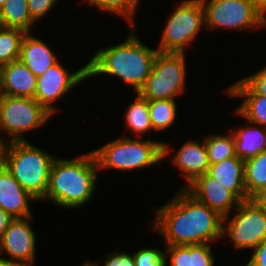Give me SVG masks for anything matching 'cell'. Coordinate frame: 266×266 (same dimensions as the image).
I'll return each instance as SVG.
<instances>
[{"mask_svg":"<svg viewBox=\"0 0 266 266\" xmlns=\"http://www.w3.org/2000/svg\"><path fill=\"white\" fill-rule=\"evenodd\" d=\"M6 2V0H0V9L3 6V4Z\"/></svg>","mask_w":266,"mask_h":266,"instance_id":"41","label":"cell"},{"mask_svg":"<svg viewBox=\"0 0 266 266\" xmlns=\"http://www.w3.org/2000/svg\"><path fill=\"white\" fill-rule=\"evenodd\" d=\"M172 158L171 161L186 178L187 185L182 188H186L198 176L206 174L210 165L205 140L203 143L199 140L185 142Z\"/></svg>","mask_w":266,"mask_h":266,"instance_id":"16","label":"cell"},{"mask_svg":"<svg viewBox=\"0 0 266 266\" xmlns=\"http://www.w3.org/2000/svg\"><path fill=\"white\" fill-rule=\"evenodd\" d=\"M98 170L92 151L75 159L56 157L50 168L48 188L43 200L48 198L62 208L82 207L92 199Z\"/></svg>","mask_w":266,"mask_h":266,"instance_id":"3","label":"cell"},{"mask_svg":"<svg viewBox=\"0 0 266 266\" xmlns=\"http://www.w3.org/2000/svg\"><path fill=\"white\" fill-rule=\"evenodd\" d=\"M244 182L248 198L266 187V150L244 161Z\"/></svg>","mask_w":266,"mask_h":266,"instance_id":"22","label":"cell"},{"mask_svg":"<svg viewBox=\"0 0 266 266\" xmlns=\"http://www.w3.org/2000/svg\"><path fill=\"white\" fill-rule=\"evenodd\" d=\"M26 32L18 28L0 27V65L19 59L21 42Z\"/></svg>","mask_w":266,"mask_h":266,"instance_id":"25","label":"cell"},{"mask_svg":"<svg viewBox=\"0 0 266 266\" xmlns=\"http://www.w3.org/2000/svg\"><path fill=\"white\" fill-rule=\"evenodd\" d=\"M104 266H135L133 255L125 252H114L112 255H107Z\"/></svg>","mask_w":266,"mask_h":266,"instance_id":"33","label":"cell"},{"mask_svg":"<svg viewBox=\"0 0 266 266\" xmlns=\"http://www.w3.org/2000/svg\"><path fill=\"white\" fill-rule=\"evenodd\" d=\"M130 35L120 44L99 49L87 63V78L97 75L119 77L130 84L136 93L149 76L159 52L144 45L131 27Z\"/></svg>","mask_w":266,"mask_h":266,"instance_id":"2","label":"cell"},{"mask_svg":"<svg viewBox=\"0 0 266 266\" xmlns=\"http://www.w3.org/2000/svg\"><path fill=\"white\" fill-rule=\"evenodd\" d=\"M1 95L34 98L37 89V76L20 60L2 67Z\"/></svg>","mask_w":266,"mask_h":266,"instance_id":"15","label":"cell"},{"mask_svg":"<svg viewBox=\"0 0 266 266\" xmlns=\"http://www.w3.org/2000/svg\"><path fill=\"white\" fill-rule=\"evenodd\" d=\"M0 266H10L7 262V259L0 257Z\"/></svg>","mask_w":266,"mask_h":266,"instance_id":"38","label":"cell"},{"mask_svg":"<svg viewBox=\"0 0 266 266\" xmlns=\"http://www.w3.org/2000/svg\"><path fill=\"white\" fill-rule=\"evenodd\" d=\"M170 266H191V245H165ZM169 254V258L168 257Z\"/></svg>","mask_w":266,"mask_h":266,"instance_id":"29","label":"cell"},{"mask_svg":"<svg viewBox=\"0 0 266 266\" xmlns=\"http://www.w3.org/2000/svg\"><path fill=\"white\" fill-rule=\"evenodd\" d=\"M14 217L9 215L7 212L0 208V238L4 234L5 230L8 228L10 223L13 221Z\"/></svg>","mask_w":266,"mask_h":266,"instance_id":"35","label":"cell"},{"mask_svg":"<svg viewBox=\"0 0 266 266\" xmlns=\"http://www.w3.org/2000/svg\"><path fill=\"white\" fill-rule=\"evenodd\" d=\"M89 4L98 7L106 13H114L124 17L132 27H135L133 17L139 0H87Z\"/></svg>","mask_w":266,"mask_h":266,"instance_id":"27","label":"cell"},{"mask_svg":"<svg viewBox=\"0 0 266 266\" xmlns=\"http://www.w3.org/2000/svg\"><path fill=\"white\" fill-rule=\"evenodd\" d=\"M256 94L266 96V66L242 79Z\"/></svg>","mask_w":266,"mask_h":266,"instance_id":"32","label":"cell"},{"mask_svg":"<svg viewBox=\"0 0 266 266\" xmlns=\"http://www.w3.org/2000/svg\"><path fill=\"white\" fill-rule=\"evenodd\" d=\"M214 259L208 243L191 245V266H214Z\"/></svg>","mask_w":266,"mask_h":266,"instance_id":"30","label":"cell"},{"mask_svg":"<svg viewBox=\"0 0 266 266\" xmlns=\"http://www.w3.org/2000/svg\"><path fill=\"white\" fill-rule=\"evenodd\" d=\"M32 217L14 218L0 238V253L9 255L10 266H33L36 238L29 222Z\"/></svg>","mask_w":266,"mask_h":266,"instance_id":"12","label":"cell"},{"mask_svg":"<svg viewBox=\"0 0 266 266\" xmlns=\"http://www.w3.org/2000/svg\"><path fill=\"white\" fill-rule=\"evenodd\" d=\"M27 2L31 18L36 22L48 14L57 3V0H27Z\"/></svg>","mask_w":266,"mask_h":266,"instance_id":"31","label":"cell"},{"mask_svg":"<svg viewBox=\"0 0 266 266\" xmlns=\"http://www.w3.org/2000/svg\"><path fill=\"white\" fill-rule=\"evenodd\" d=\"M2 65H0V96H1V90H2V81H1V77H2Z\"/></svg>","mask_w":266,"mask_h":266,"instance_id":"40","label":"cell"},{"mask_svg":"<svg viewBox=\"0 0 266 266\" xmlns=\"http://www.w3.org/2000/svg\"><path fill=\"white\" fill-rule=\"evenodd\" d=\"M204 25L210 29L229 28L238 32L245 28L266 27V18L251 0H200Z\"/></svg>","mask_w":266,"mask_h":266,"instance_id":"9","label":"cell"},{"mask_svg":"<svg viewBox=\"0 0 266 266\" xmlns=\"http://www.w3.org/2000/svg\"><path fill=\"white\" fill-rule=\"evenodd\" d=\"M55 158L27 140L0 145V161L37 201H43L46 195L50 168Z\"/></svg>","mask_w":266,"mask_h":266,"instance_id":"4","label":"cell"},{"mask_svg":"<svg viewBox=\"0 0 266 266\" xmlns=\"http://www.w3.org/2000/svg\"><path fill=\"white\" fill-rule=\"evenodd\" d=\"M125 121L128 129L138 136L153 130L150 121L148 99L136 93L135 102L128 106L125 112Z\"/></svg>","mask_w":266,"mask_h":266,"instance_id":"23","label":"cell"},{"mask_svg":"<svg viewBox=\"0 0 266 266\" xmlns=\"http://www.w3.org/2000/svg\"><path fill=\"white\" fill-rule=\"evenodd\" d=\"M97 262L91 263L90 261H86L82 266H97Z\"/></svg>","mask_w":266,"mask_h":266,"instance_id":"39","label":"cell"},{"mask_svg":"<svg viewBox=\"0 0 266 266\" xmlns=\"http://www.w3.org/2000/svg\"><path fill=\"white\" fill-rule=\"evenodd\" d=\"M168 147L165 142L131 139L125 135L92 152L99 170L131 171L157 165L170 153Z\"/></svg>","mask_w":266,"mask_h":266,"instance_id":"5","label":"cell"},{"mask_svg":"<svg viewBox=\"0 0 266 266\" xmlns=\"http://www.w3.org/2000/svg\"><path fill=\"white\" fill-rule=\"evenodd\" d=\"M228 225L222 224V238L229 236L236 249H254L266 239V212L250 198L235 209Z\"/></svg>","mask_w":266,"mask_h":266,"instance_id":"10","label":"cell"},{"mask_svg":"<svg viewBox=\"0 0 266 266\" xmlns=\"http://www.w3.org/2000/svg\"><path fill=\"white\" fill-rule=\"evenodd\" d=\"M156 211L151 228L164 236L166 245L212 243L222 238L223 217L185 188Z\"/></svg>","mask_w":266,"mask_h":266,"instance_id":"1","label":"cell"},{"mask_svg":"<svg viewBox=\"0 0 266 266\" xmlns=\"http://www.w3.org/2000/svg\"><path fill=\"white\" fill-rule=\"evenodd\" d=\"M204 140L209 164L237 156L235 141L231 132L228 135H210Z\"/></svg>","mask_w":266,"mask_h":266,"instance_id":"26","label":"cell"},{"mask_svg":"<svg viewBox=\"0 0 266 266\" xmlns=\"http://www.w3.org/2000/svg\"><path fill=\"white\" fill-rule=\"evenodd\" d=\"M251 259L245 266H266V239L254 249Z\"/></svg>","mask_w":266,"mask_h":266,"instance_id":"34","label":"cell"},{"mask_svg":"<svg viewBox=\"0 0 266 266\" xmlns=\"http://www.w3.org/2000/svg\"><path fill=\"white\" fill-rule=\"evenodd\" d=\"M251 2L266 18V0H251Z\"/></svg>","mask_w":266,"mask_h":266,"instance_id":"37","label":"cell"},{"mask_svg":"<svg viewBox=\"0 0 266 266\" xmlns=\"http://www.w3.org/2000/svg\"><path fill=\"white\" fill-rule=\"evenodd\" d=\"M19 59L37 77L59 61L51 48L44 41L32 36L30 32H27L22 39Z\"/></svg>","mask_w":266,"mask_h":266,"instance_id":"18","label":"cell"},{"mask_svg":"<svg viewBox=\"0 0 266 266\" xmlns=\"http://www.w3.org/2000/svg\"><path fill=\"white\" fill-rule=\"evenodd\" d=\"M51 116L34 98L0 96V129L9 134L7 142L26 140L23 133L41 127ZM2 139L0 144L5 143Z\"/></svg>","mask_w":266,"mask_h":266,"instance_id":"7","label":"cell"},{"mask_svg":"<svg viewBox=\"0 0 266 266\" xmlns=\"http://www.w3.org/2000/svg\"><path fill=\"white\" fill-rule=\"evenodd\" d=\"M207 174L221 182L240 201L249 199L244 182V160L238 156L210 164Z\"/></svg>","mask_w":266,"mask_h":266,"instance_id":"17","label":"cell"},{"mask_svg":"<svg viewBox=\"0 0 266 266\" xmlns=\"http://www.w3.org/2000/svg\"><path fill=\"white\" fill-rule=\"evenodd\" d=\"M37 201L0 161V208L14 218L32 216L29 202Z\"/></svg>","mask_w":266,"mask_h":266,"instance_id":"14","label":"cell"},{"mask_svg":"<svg viewBox=\"0 0 266 266\" xmlns=\"http://www.w3.org/2000/svg\"><path fill=\"white\" fill-rule=\"evenodd\" d=\"M157 50L161 53H185L204 26V10L200 0H184L170 15Z\"/></svg>","mask_w":266,"mask_h":266,"instance_id":"8","label":"cell"},{"mask_svg":"<svg viewBox=\"0 0 266 266\" xmlns=\"http://www.w3.org/2000/svg\"><path fill=\"white\" fill-rule=\"evenodd\" d=\"M185 58V53L158 52L138 94L148 100L176 99L185 89Z\"/></svg>","mask_w":266,"mask_h":266,"instance_id":"6","label":"cell"},{"mask_svg":"<svg viewBox=\"0 0 266 266\" xmlns=\"http://www.w3.org/2000/svg\"><path fill=\"white\" fill-rule=\"evenodd\" d=\"M226 93L233 97H244L235 114H239L249 123L266 127V96L256 94L242 78L231 85Z\"/></svg>","mask_w":266,"mask_h":266,"instance_id":"19","label":"cell"},{"mask_svg":"<svg viewBox=\"0 0 266 266\" xmlns=\"http://www.w3.org/2000/svg\"><path fill=\"white\" fill-rule=\"evenodd\" d=\"M247 127L232 129V135L235 141L236 155L241 160H247L255 157L262 151L266 150V127H257V124Z\"/></svg>","mask_w":266,"mask_h":266,"instance_id":"20","label":"cell"},{"mask_svg":"<svg viewBox=\"0 0 266 266\" xmlns=\"http://www.w3.org/2000/svg\"><path fill=\"white\" fill-rule=\"evenodd\" d=\"M250 199L266 212V187L255 193Z\"/></svg>","mask_w":266,"mask_h":266,"instance_id":"36","label":"cell"},{"mask_svg":"<svg viewBox=\"0 0 266 266\" xmlns=\"http://www.w3.org/2000/svg\"><path fill=\"white\" fill-rule=\"evenodd\" d=\"M34 23L27 0H6L0 9V27L18 28L27 33Z\"/></svg>","mask_w":266,"mask_h":266,"instance_id":"21","label":"cell"},{"mask_svg":"<svg viewBox=\"0 0 266 266\" xmlns=\"http://www.w3.org/2000/svg\"><path fill=\"white\" fill-rule=\"evenodd\" d=\"M175 99L148 100L151 125L155 131H163L175 123L177 116Z\"/></svg>","mask_w":266,"mask_h":266,"instance_id":"24","label":"cell"},{"mask_svg":"<svg viewBox=\"0 0 266 266\" xmlns=\"http://www.w3.org/2000/svg\"><path fill=\"white\" fill-rule=\"evenodd\" d=\"M133 257L135 266H167L166 254L159 248H142Z\"/></svg>","mask_w":266,"mask_h":266,"instance_id":"28","label":"cell"},{"mask_svg":"<svg viewBox=\"0 0 266 266\" xmlns=\"http://www.w3.org/2000/svg\"><path fill=\"white\" fill-rule=\"evenodd\" d=\"M87 78V64L74 73L65 69L59 61L37 77V89L34 99L52 115L57 111L55 101L67 94Z\"/></svg>","mask_w":266,"mask_h":266,"instance_id":"11","label":"cell"},{"mask_svg":"<svg viewBox=\"0 0 266 266\" xmlns=\"http://www.w3.org/2000/svg\"><path fill=\"white\" fill-rule=\"evenodd\" d=\"M199 202L205 204L223 217L222 224L228 222V215L232 208L238 207L241 202L221 182L217 181L207 173L198 176L185 188Z\"/></svg>","mask_w":266,"mask_h":266,"instance_id":"13","label":"cell"}]
</instances>
